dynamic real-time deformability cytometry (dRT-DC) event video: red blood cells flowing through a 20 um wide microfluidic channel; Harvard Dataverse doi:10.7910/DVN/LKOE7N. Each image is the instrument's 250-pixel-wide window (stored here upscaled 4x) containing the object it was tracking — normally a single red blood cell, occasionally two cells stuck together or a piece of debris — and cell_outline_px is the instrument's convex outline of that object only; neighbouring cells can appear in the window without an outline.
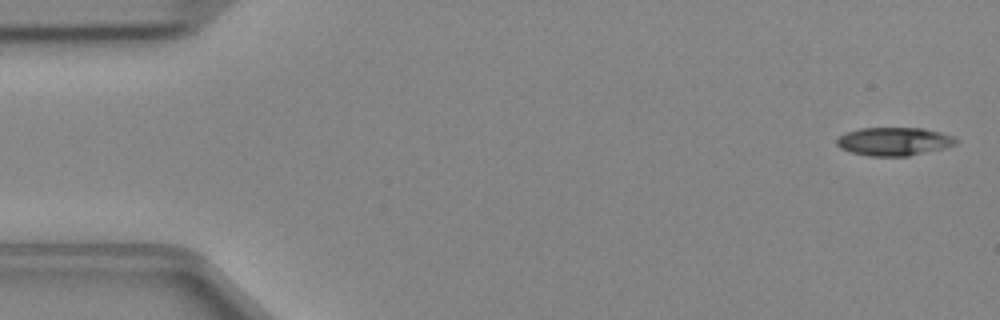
{"species": "Egyptian fruit bat (a non-hibernating species)", "species_latin": "Rousettus aegyptiacus", "temperature_condition": "cold", "stored_images_in_passage": 46, "camera_frame_rate_fps": 3000, "um_per_image_px": 0.085, "animal": {"sex": "female"}, "frame": {"image": 1, "passage_image": 1, "time_ms": 0.0, "image_size_px": [1000, 320], "cell_outline_px": [[960, 140], [956, 144], [944, 148], [908, 156], [868, 156], [852, 152], [840, 148], [836, 144], [836, 140], [840, 136], [848, 132], [860, 128], [924, 128], [940, 132], [952, 136]], "centroid_in_image_um": [76.01, 12.02], "position_along_channel_um": 9.0, "area_um2": 19.59}}
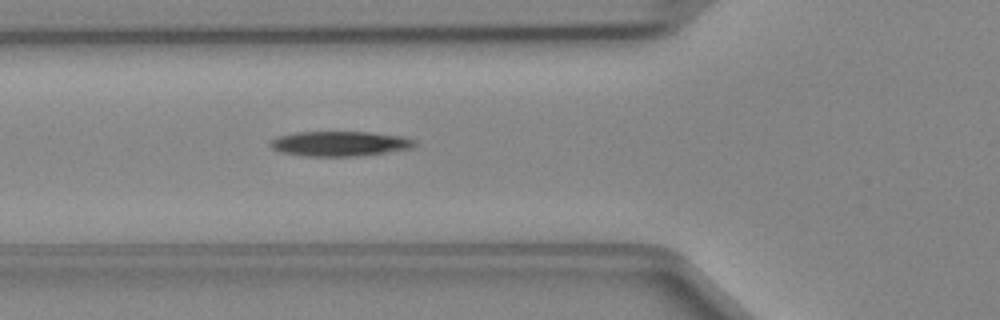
{"frame": {"image": 2, "passage_image": 16, "time_ms": 5.0, "image_size_px": [1000, 320], "cell_outline_px": [[416, 144], [412, 148], [388, 152], [356, 156], [304, 156], [280, 152], [272, 148], [268, 144], [276, 136], [296, 132], [368, 132], [404, 136], [416, 140]], "centroid_in_image_um": [28.88, 12.21], "position_along_channel_um": 96.9, "area_um2": 21.1}}
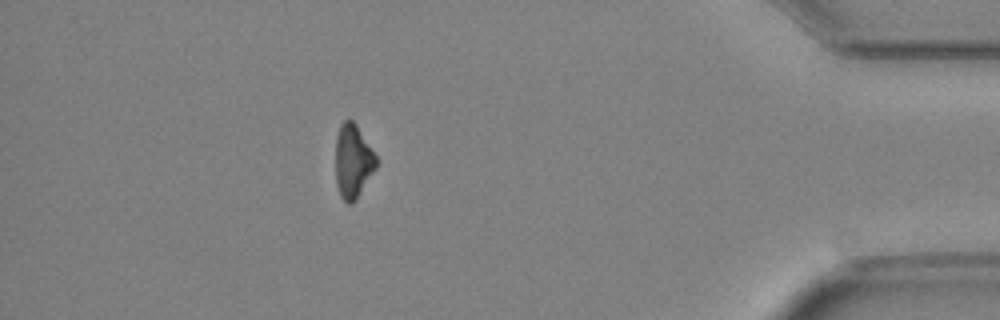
{"frame": {"image": 3, "passage_image": 41, "time_ms": 13.333, "image_size_px": [1000, 320], "cell_outline_px": [[376, 168], [356, 200], [352, 204], [348, 204], [340, 196], [336, 184], [336, 136], [340, 124], [344, 120], [352, 120], [356, 124], [376, 156]], "centroid_in_image_um": [29.98, 13.72], "position_along_channel_um": 405.2, "area_um2": 17.4}}